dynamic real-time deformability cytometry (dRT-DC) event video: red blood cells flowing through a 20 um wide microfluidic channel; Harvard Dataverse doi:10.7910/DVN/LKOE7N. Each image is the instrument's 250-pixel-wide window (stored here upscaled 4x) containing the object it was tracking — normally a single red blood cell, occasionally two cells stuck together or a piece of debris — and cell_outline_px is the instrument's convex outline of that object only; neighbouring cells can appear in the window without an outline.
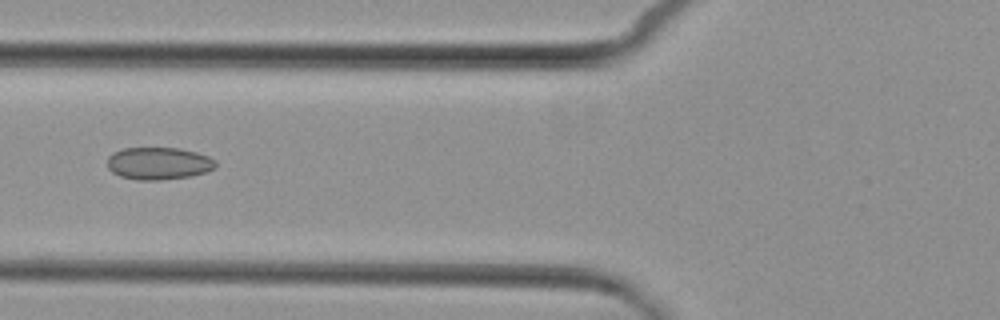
{"species": "common noctule bat (a hibernating species)", "species_latin": "Nyctalus noctula", "temperature_condition": "cold", "stored_images_in_passage": 8, "camera_frame_rate_fps": 3000, "um_per_image_px": 0.085, "animal": {"sex": "female", "body_mass_g": 29.2, "forearm_length_mm": 56.3}, "frame": {"image": 1, "passage_image": 5, "time_ms": 5.667, "image_size_px": [1000, 320], "cell_outline_px": [[216, 168], [208, 172], [192, 176], [160, 180], [136, 180], [120, 176], [112, 172], [108, 168], [108, 156], [112, 152], [124, 148], [180, 148], [196, 152], [208, 156], [216, 160]], "centroid_in_image_um": [13.5, 13.89], "position_along_channel_um": 112.3, "area_um2": 20.69}}
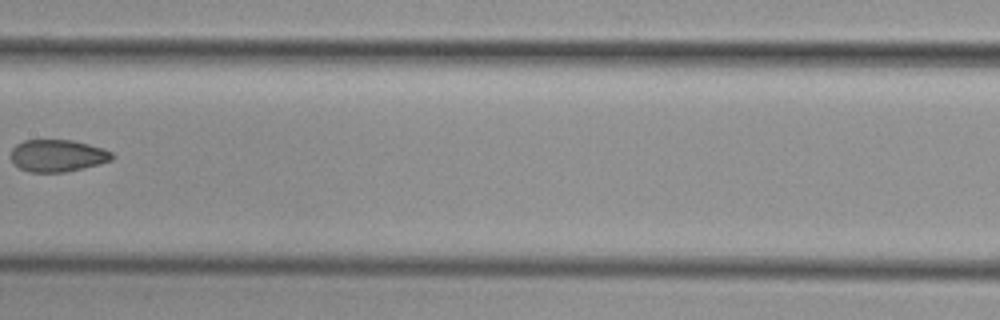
{"frame": {"image": 2, "passage_image": 7, "time_ms": 8.0, "image_size_px": [1000, 320], "cell_outline_px": [[112, 160], [100, 164], [84, 168], [64, 172], [32, 172], [20, 168], [12, 160], [12, 148], [16, 144], [24, 140], [72, 140], [104, 148], [112, 152]], "centroid_in_image_um": [4.92, 13.22], "position_along_channel_um": 202.5, "area_um2": 18.84}}
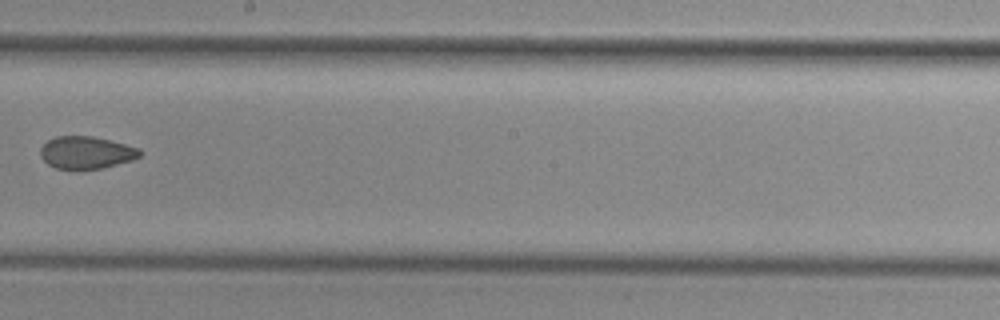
{"frame": {"image": 3, "passage_image": 8, "time_ms": 9.0, "image_size_px": [1000, 320], "cell_outline_px": [[144, 152], [140, 156], [132, 160], [104, 168], [80, 172], [72, 172], [56, 168], [48, 164], [40, 156], [40, 148], [48, 140], [56, 136], [92, 136], [140, 148]], "centroid_in_image_um": [7.32, 13.02], "position_along_channel_um": 240.9, "area_um2": 19.42}}